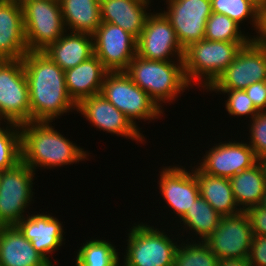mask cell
I'll return each mask as SVG.
<instances>
[{
	"label": "cell",
	"instance_id": "6da1fadb",
	"mask_svg": "<svg viewBox=\"0 0 266 266\" xmlns=\"http://www.w3.org/2000/svg\"><path fill=\"white\" fill-rule=\"evenodd\" d=\"M29 89L31 121L53 122L77 109L70 97L64 71L44 52H30L22 58Z\"/></svg>",
	"mask_w": 266,
	"mask_h": 266
},
{
	"label": "cell",
	"instance_id": "7a4b0ae2",
	"mask_svg": "<svg viewBox=\"0 0 266 266\" xmlns=\"http://www.w3.org/2000/svg\"><path fill=\"white\" fill-rule=\"evenodd\" d=\"M22 161L34 172L36 167L55 168L87 159V153L48 121H31L20 125Z\"/></svg>",
	"mask_w": 266,
	"mask_h": 266
},
{
	"label": "cell",
	"instance_id": "3957f363",
	"mask_svg": "<svg viewBox=\"0 0 266 266\" xmlns=\"http://www.w3.org/2000/svg\"><path fill=\"white\" fill-rule=\"evenodd\" d=\"M175 63L147 60L136 55L125 72L162 108L163 102L175 101L179 93L192 86L186 79L183 60Z\"/></svg>",
	"mask_w": 266,
	"mask_h": 266
},
{
	"label": "cell",
	"instance_id": "277c9868",
	"mask_svg": "<svg viewBox=\"0 0 266 266\" xmlns=\"http://www.w3.org/2000/svg\"><path fill=\"white\" fill-rule=\"evenodd\" d=\"M248 43L202 39L188 45L183 54L184 73L188 83L193 85L201 82L199 84L203 83V89H207Z\"/></svg>",
	"mask_w": 266,
	"mask_h": 266
},
{
	"label": "cell",
	"instance_id": "5b68a950",
	"mask_svg": "<svg viewBox=\"0 0 266 266\" xmlns=\"http://www.w3.org/2000/svg\"><path fill=\"white\" fill-rule=\"evenodd\" d=\"M100 94L138 129L136 119L151 121V119H158L163 114L157 103L136 85L125 71H108Z\"/></svg>",
	"mask_w": 266,
	"mask_h": 266
},
{
	"label": "cell",
	"instance_id": "8992f818",
	"mask_svg": "<svg viewBox=\"0 0 266 266\" xmlns=\"http://www.w3.org/2000/svg\"><path fill=\"white\" fill-rule=\"evenodd\" d=\"M135 225L127 236L128 246L122 266H174L179 244L154 226Z\"/></svg>",
	"mask_w": 266,
	"mask_h": 266
},
{
	"label": "cell",
	"instance_id": "52a82bcc",
	"mask_svg": "<svg viewBox=\"0 0 266 266\" xmlns=\"http://www.w3.org/2000/svg\"><path fill=\"white\" fill-rule=\"evenodd\" d=\"M21 7L28 51L43 52L67 32L59 0H28Z\"/></svg>",
	"mask_w": 266,
	"mask_h": 266
},
{
	"label": "cell",
	"instance_id": "ba28073f",
	"mask_svg": "<svg viewBox=\"0 0 266 266\" xmlns=\"http://www.w3.org/2000/svg\"><path fill=\"white\" fill-rule=\"evenodd\" d=\"M31 122L29 89L22 59L0 60V124ZM6 120V121H5Z\"/></svg>",
	"mask_w": 266,
	"mask_h": 266
},
{
	"label": "cell",
	"instance_id": "9c48e42d",
	"mask_svg": "<svg viewBox=\"0 0 266 266\" xmlns=\"http://www.w3.org/2000/svg\"><path fill=\"white\" fill-rule=\"evenodd\" d=\"M35 172L23 161L0 174V225H17L33 200Z\"/></svg>",
	"mask_w": 266,
	"mask_h": 266
},
{
	"label": "cell",
	"instance_id": "30bf717a",
	"mask_svg": "<svg viewBox=\"0 0 266 266\" xmlns=\"http://www.w3.org/2000/svg\"><path fill=\"white\" fill-rule=\"evenodd\" d=\"M260 81H266V47L251 40L207 89L245 90Z\"/></svg>",
	"mask_w": 266,
	"mask_h": 266
},
{
	"label": "cell",
	"instance_id": "8fae6325",
	"mask_svg": "<svg viewBox=\"0 0 266 266\" xmlns=\"http://www.w3.org/2000/svg\"><path fill=\"white\" fill-rule=\"evenodd\" d=\"M183 54L170 21L162 12L151 13L137 38L136 55L147 60L171 61L176 56L183 60Z\"/></svg>",
	"mask_w": 266,
	"mask_h": 266
},
{
	"label": "cell",
	"instance_id": "7c38bea8",
	"mask_svg": "<svg viewBox=\"0 0 266 266\" xmlns=\"http://www.w3.org/2000/svg\"><path fill=\"white\" fill-rule=\"evenodd\" d=\"M253 231L245 211L232 216H222L218 227L205 240L210 250L222 259L248 258Z\"/></svg>",
	"mask_w": 266,
	"mask_h": 266
},
{
	"label": "cell",
	"instance_id": "4fadbf2b",
	"mask_svg": "<svg viewBox=\"0 0 266 266\" xmlns=\"http://www.w3.org/2000/svg\"><path fill=\"white\" fill-rule=\"evenodd\" d=\"M168 11L162 13L170 21L178 42L185 49L204 39L205 27L211 16V0H166Z\"/></svg>",
	"mask_w": 266,
	"mask_h": 266
},
{
	"label": "cell",
	"instance_id": "5bb4252c",
	"mask_svg": "<svg viewBox=\"0 0 266 266\" xmlns=\"http://www.w3.org/2000/svg\"><path fill=\"white\" fill-rule=\"evenodd\" d=\"M92 36L94 54L108 71H125L136 56L137 39L120 26L101 22Z\"/></svg>",
	"mask_w": 266,
	"mask_h": 266
},
{
	"label": "cell",
	"instance_id": "9a60e30c",
	"mask_svg": "<svg viewBox=\"0 0 266 266\" xmlns=\"http://www.w3.org/2000/svg\"><path fill=\"white\" fill-rule=\"evenodd\" d=\"M197 168L212 176L232 178L257 163L254 150L244 142H220L206 151Z\"/></svg>",
	"mask_w": 266,
	"mask_h": 266
},
{
	"label": "cell",
	"instance_id": "2e32d148",
	"mask_svg": "<svg viewBox=\"0 0 266 266\" xmlns=\"http://www.w3.org/2000/svg\"><path fill=\"white\" fill-rule=\"evenodd\" d=\"M76 110L84 115L95 128L135 141H144V135L140 132L141 128L135 127L121 111L100 93L83 99L77 105Z\"/></svg>",
	"mask_w": 266,
	"mask_h": 266
},
{
	"label": "cell",
	"instance_id": "e0dca14e",
	"mask_svg": "<svg viewBox=\"0 0 266 266\" xmlns=\"http://www.w3.org/2000/svg\"><path fill=\"white\" fill-rule=\"evenodd\" d=\"M193 169V170H192ZM187 171L183 166L164 167L160 173L159 190L167 205L181 219L200 197L194 168Z\"/></svg>",
	"mask_w": 266,
	"mask_h": 266
},
{
	"label": "cell",
	"instance_id": "ac0fdd59",
	"mask_svg": "<svg viewBox=\"0 0 266 266\" xmlns=\"http://www.w3.org/2000/svg\"><path fill=\"white\" fill-rule=\"evenodd\" d=\"M27 52L22 7L4 0L0 2V60L22 59Z\"/></svg>",
	"mask_w": 266,
	"mask_h": 266
},
{
	"label": "cell",
	"instance_id": "d6986e66",
	"mask_svg": "<svg viewBox=\"0 0 266 266\" xmlns=\"http://www.w3.org/2000/svg\"><path fill=\"white\" fill-rule=\"evenodd\" d=\"M16 225L22 234L32 243L34 249L41 254L52 266L50 253L63 243V226L59 220L50 214L26 215Z\"/></svg>",
	"mask_w": 266,
	"mask_h": 266
},
{
	"label": "cell",
	"instance_id": "ffe728a7",
	"mask_svg": "<svg viewBox=\"0 0 266 266\" xmlns=\"http://www.w3.org/2000/svg\"><path fill=\"white\" fill-rule=\"evenodd\" d=\"M148 0H100L101 22L120 26L136 39L141 34L147 17Z\"/></svg>",
	"mask_w": 266,
	"mask_h": 266
},
{
	"label": "cell",
	"instance_id": "44dd1931",
	"mask_svg": "<svg viewBox=\"0 0 266 266\" xmlns=\"http://www.w3.org/2000/svg\"><path fill=\"white\" fill-rule=\"evenodd\" d=\"M107 72L95 54L64 71L65 84L72 100L78 105L83 99L99 94Z\"/></svg>",
	"mask_w": 266,
	"mask_h": 266
},
{
	"label": "cell",
	"instance_id": "7402d4cb",
	"mask_svg": "<svg viewBox=\"0 0 266 266\" xmlns=\"http://www.w3.org/2000/svg\"><path fill=\"white\" fill-rule=\"evenodd\" d=\"M1 266H52L16 225L0 227Z\"/></svg>",
	"mask_w": 266,
	"mask_h": 266
},
{
	"label": "cell",
	"instance_id": "603a6c76",
	"mask_svg": "<svg viewBox=\"0 0 266 266\" xmlns=\"http://www.w3.org/2000/svg\"><path fill=\"white\" fill-rule=\"evenodd\" d=\"M63 71L74 68L94 55L93 36L85 33H64L43 51Z\"/></svg>",
	"mask_w": 266,
	"mask_h": 266
},
{
	"label": "cell",
	"instance_id": "cb8c5ba5",
	"mask_svg": "<svg viewBox=\"0 0 266 266\" xmlns=\"http://www.w3.org/2000/svg\"><path fill=\"white\" fill-rule=\"evenodd\" d=\"M194 174L198 181L199 195L222 216H232L242 212L235 201L230 180L212 176L194 166ZM238 207V208H237Z\"/></svg>",
	"mask_w": 266,
	"mask_h": 266
},
{
	"label": "cell",
	"instance_id": "d4e9b609",
	"mask_svg": "<svg viewBox=\"0 0 266 266\" xmlns=\"http://www.w3.org/2000/svg\"><path fill=\"white\" fill-rule=\"evenodd\" d=\"M59 4L66 31L93 35L101 25L100 0H59Z\"/></svg>",
	"mask_w": 266,
	"mask_h": 266
},
{
	"label": "cell",
	"instance_id": "484cf974",
	"mask_svg": "<svg viewBox=\"0 0 266 266\" xmlns=\"http://www.w3.org/2000/svg\"><path fill=\"white\" fill-rule=\"evenodd\" d=\"M229 180L235 201L242 211L260 204L266 189V182L258 163L239 172Z\"/></svg>",
	"mask_w": 266,
	"mask_h": 266
},
{
	"label": "cell",
	"instance_id": "4316f807",
	"mask_svg": "<svg viewBox=\"0 0 266 266\" xmlns=\"http://www.w3.org/2000/svg\"><path fill=\"white\" fill-rule=\"evenodd\" d=\"M221 218L222 215L215 211L205 199L199 197L179 222L181 224L183 221L185 228L189 231L194 230L196 236L199 235V240L205 241L218 227Z\"/></svg>",
	"mask_w": 266,
	"mask_h": 266
},
{
	"label": "cell",
	"instance_id": "83f0119b",
	"mask_svg": "<svg viewBox=\"0 0 266 266\" xmlns=\"http://www.w3.org/2000/svg\"><path fill=\"white\" fill-rule=\"evenodd\" d=\"M118 250L111 242L92 239L77 251L76 266H121Z\"/></svg>",
	"mask_w": 266,
	"mask_h": 266
},
{
	"label": "cell",
	"instance_id": "f1b7e54d",
	"mask_svg": "<svg viewBox=\"0 0 266 266\" xmlns=\"http://www.w3.org/2000/svg\"><path fill=\"white\" fill-rule=\"evenodd\" d=\"M240 25L224 14L213 12L208 18L204 39L224 42H250L252 37L242 34Z\"/></svg>",
	"mask_w": 266,
	"mask_h": 266
},
{
	"label": "cell",
	"instance_id": "f546056e",
	"mask_svg": "<svg viewBox=\"0 0 266 266\" xmlns=\"http://www.w3.org/2000/svg\"><path fill=\"white\" fill-rule=\"evenodd\" d=\"M212 12L224 14L241 25L250 19L252 27L259 24V5L253 0H211Z\"/></svg>",
	"mask_w": 266,
	"mask_h": 266
},
{
	"label": "cell",
	"instance_id": "4dcf8cb0",
	"mask_svg": "<svg viewBox=\"0 0 266 266\" xmlns=\"http://www.w3.org/2000/svg\"><path fill=\"white\" fill-rule=\"evenodd\" d=\"M7 124L5 128L0 125V171L22 161L20 125L12 122Z\"/></svg>",
	"mask_w": 266,
	"mask_h": 266
},
{
	"label": "cell",
	"instance_id": "1f68e13d",
	"mask_svg": "<svg viewBox=\"0 0 266 266\" xmlns=\"http://www.w3.org/2000/svg\"><path fill=\"white\" fill-rule=\"evenodd\" d=\"M198 242V243H197ZM196 240L178 246L174 266H217L219 258L210 250L205 241Z\"/></svg>",
	"mask_w": 266,
	"mask_h": 266
},
{
	"label": "cell",
	"instance_id": "d6a6232c",
	"mask_svg": "<svg viewBox=\"0 0 266 266\" xmlns=\"http://www.w3.org/2000/svg\"><path fill=\"white\" fill-rule=\"evenodd\" d=\"M208 91L227 93L228 99L225 108L230 115L235 116H251L254 118L259 111L255 108L252 100L248 97L245 90L235 89H207Z\"/></svg>",
	"mask_w": 266,
	"mask_h": 266
},
{
	"label": "cell",
	"instance_id": "836d02e7",
	"mask_svg": "<svg viewBox=\"0 0 266 266\" xmlns=\"http://www.w3.org/2000/svg\"><path fill=\"white\" fill-rule=\"evenodd\" d=\"M249 146L254 150L256 157L266 155V111L259 112L252 118L250 125Z\"/></svg>",
	"mask_w": 266,
	"mask_h": 266
},
{
	"label": "cell",
	"instance_id": "e575fe53",
	"mask_svg": "<svg viewBox=\"0 0 266 266\" xmlns=\"http://www.w3.org/2000/svg\"><path fill=\"white\" fill-rule=\"evenodd\" d=\"M249 217L253 236H266V209L257 205L245 210Z\"/></svg>",
	"mask_w": 266,
	"mask_h": 266
},
{
	"label": "cell",
	"instance_id": "d590c367",
	"mask_svg": "<svg viewBox=\"0 0 266 266\" xmlns=\"http://www.w3.org/2000/svg\"><path fill=\"white\" fill-rule=\"evenodd\" d=\"M248 259L252 266H266V236H253Z\"/></svg>",
	"mask_w": 266,
	"mask_h": 266
},
{
	"label": "cell",
	"instance_id": "8d00e7d4",
	"mask_svg": "<svg viewBox=\"0 0 266 266\" xmlns=\"http://www.w3.org/2000/svg\"><path fill=\"white\" fill-rule=\"evenodd\" d=\"M245 92L259 112L266 111V81L251 84Z\"/></svg>",
	"mask_w": 266,
	"mask_h": 266
},
{
	"label": "cell",
	"instance_id": "74e56055",
	"mask_svg": "<svg viewBox=\"0 0 266 266\" xmlns=\"http://www.w3.org/2000/svg\"><path fill=\"white\" fill-rule=\"evenodd\" d=\"M257 35L252 40L266 47V0L259 6V24Z\"/></svg>",
	"mask_w": 266,
	"mask_h": 266
},
{
	"label": "cell",
	"instance_id": "f35d334b",
	"mask_svg": "<svg viewBox=\"0 0 266 266\" xmlns=\"http://www.w3.org/2000/svg\"><path fill=\"white\" fill-rule=\"evenodd\" d=\"M217 266H252L248 258L241 259H222Z\"/></svg>",
	"mask_w": 266,
	"mask_h": 266
},
{
	"label": "cell",
	"instance_id": "ab89813d",
	"mask_svg": "<svg viewBox=\"0 0 266 266\" xmlns=\"http://www.w3.org/2000/svg\"><path fill=\"white\" fill-rule=\"evenodd\" d=\"M257 163L260 165L265 182H266V155H262L257 158Z\"/></svg>",
	"mask_w": 266,
	"mask_h": 266
},
{
	"label": "cell",
	"instance_id": "60d3db41",
	"mask_svg": "<svg viewBox=\"0 0 266 266\" xmlns=\"http://www.w3.org/2000/svg\"><path fill=\"white\" fill-rule=\"evenodd\" d=\"M259 206H261L264 209H266V189L264 191V194L262 196V199H261V202H260Z\"/></svg>",
	"mask_w": 266,
	"mask_h": 266
},
{
	"label": "cell",
	"instance_id": "b9f144b4",
	"mask_svg": "<svg viewBox=\"0 0 266 266\" xmlns=\"http://www.w3.org/2000/svg\"><path fill=\"white\" fill-rule=\"evenodd\" d=\"M12 1H15L16 3L18 4H23L24 2L28 1V0H12Z\"/></svg>",
	"mask_w": 266,
	"mask_h": 266
},
{
	"label": "cell",
	"instance_id": "7bdbcfd3",
	"mask_svg": "<svg viewBox=\"0 0 266 266\" xmlns=\"http://www.w3.org/2000/svg\"><path fill=\"white\" fill-rule=\"evenodd\" d=\"M253 1L260 6L265 0H253Z\"/></svg>",
	"mask_w": 266,
	"mask_h": 266
}]
</instances>
